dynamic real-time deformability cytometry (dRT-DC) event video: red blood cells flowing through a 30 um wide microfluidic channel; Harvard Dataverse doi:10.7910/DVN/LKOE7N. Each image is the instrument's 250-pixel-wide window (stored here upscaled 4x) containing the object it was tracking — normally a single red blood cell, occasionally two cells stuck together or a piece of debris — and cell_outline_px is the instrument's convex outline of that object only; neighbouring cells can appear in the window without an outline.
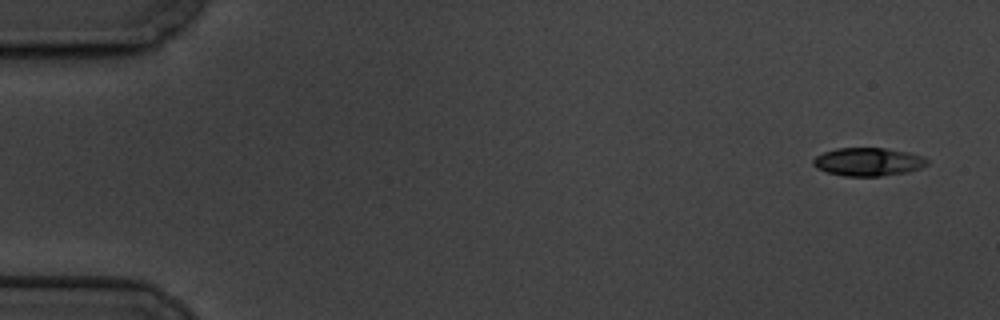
{"species": "common noctule bat (a hibernating species)", "species_latin": "Nyctalus noctula", "temperature_condition": "cold", "stored_images_in_passage": 4, "camera_frame_rate_fps": 3000, "um_per_image_px": 0.085, "animal": {"sex": "male", "body_mass_g": 19.5, "forearm_length_mm": 54.6}, "frame": {"image": 1, "passage_image": 1, "time_ms": 0.0, "image_size_px": [1000, 320], "cell_outline_px": [[928, 164], [920, 168], [908, 172], [880, 176], [844, 176], [828, 172], [816, 168], [812, 164], [812, 160], [816, 156], [824, 152], [836, 148], [884, 148], [908, 152], [924, 156], [928, 160]], "centroid_in_image_um": [73.79, 13.75], "position_along_channel_um": 11.2, "area_um2": 18.79}}